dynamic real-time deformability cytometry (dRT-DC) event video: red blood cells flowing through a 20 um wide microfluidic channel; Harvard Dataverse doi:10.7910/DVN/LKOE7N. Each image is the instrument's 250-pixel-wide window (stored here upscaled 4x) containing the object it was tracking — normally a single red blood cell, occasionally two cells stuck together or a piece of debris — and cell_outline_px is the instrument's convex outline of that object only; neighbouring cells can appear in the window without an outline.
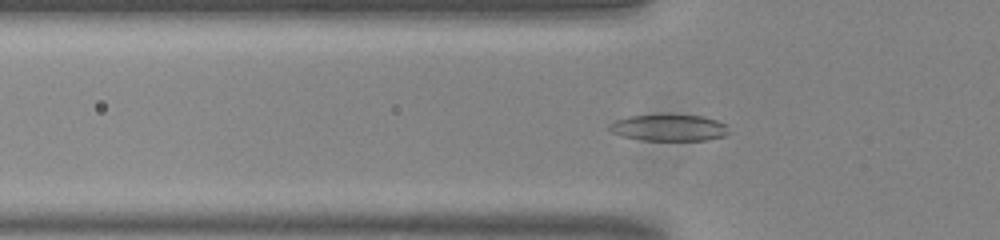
{"species": "common noctule bat (a hibernating species)", "species_latin": "Nyctalus noctula", "temperature_condition": "room temperature", "stored_images_in_passage": 42, "camera_frame_rate_fps": 3000, "um_per_image_px": 0.085, "animal": {"sex": "male", "body_mass_g": 20.0, "forearm_length_mm": 53.3}, "frame": {"image": 1, "passage_image": 6, "time_ms": 1.667, "image_size_px": [1000, 240], "cell_outline_px": [[728, 132], [724, 136], [708, 140], [640, 140], [620, 136], [612, 132], [608, 128], [608, 124], [612, 120], [628, 116], [668, 112], [704, 116], [716, 120], [724, 124]], "centroid_in_image_um": [56.78, 10.81], "position_along_channel_um": 69.0, "area_um2": 19.31}}
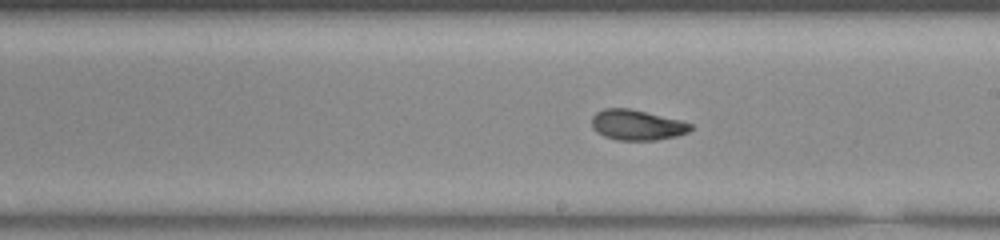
{"frame": {"image": 2, "passage_image": 19, "time_ms": 6.0, "image_size_px": [1000, 240], "cell_outline_px": [[692, 128], [688, 132], [676, 136], [656, 140], [616, 140], [604, 136], [596, 132], [592, 128], [592, 116], [596, 112], [604, 108], [628, 108], [680, 120], [692, 124]], "centroid_in_image_um": [54.11, 10.63], "position_along_channel_um": 234.9, "area_um2": 17.46}}
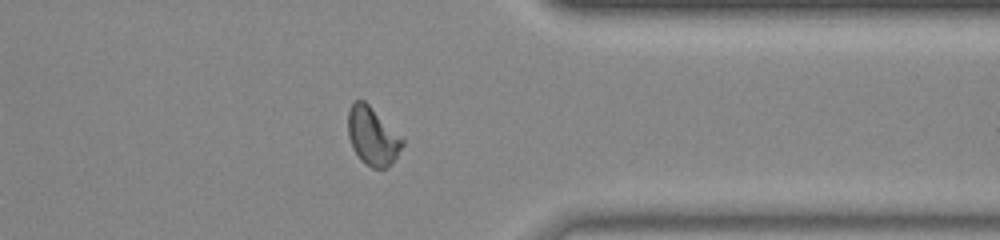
{"frame": {"image": 3, "passage_image": 31, "time_ms": 10.0, "image_size_px": [1000, 240], "cell_outline_px": [[404, 144], [388, 168], [372, 168], [364, 164], [360, 160], [352, 148], [348, 136], [348, 112], [352, 104], [356, 100], [364, 100], [404, 140]], "centroid_in_image_um": [31.64, 11.6], "position_along_channel_um": 379.8, "area_um2": 18.21}, "authors_computed_cell_mechanics": {"area_um2": 17.7446, "velocity_mm_per_s": 3.8217, "shape_relaxation_time_tau1_ms": null, "shape_relaxation_time_tau2_ms": 1.544, "deformation_change_tau1": null, "deformation_change_tau2": 0.071}}